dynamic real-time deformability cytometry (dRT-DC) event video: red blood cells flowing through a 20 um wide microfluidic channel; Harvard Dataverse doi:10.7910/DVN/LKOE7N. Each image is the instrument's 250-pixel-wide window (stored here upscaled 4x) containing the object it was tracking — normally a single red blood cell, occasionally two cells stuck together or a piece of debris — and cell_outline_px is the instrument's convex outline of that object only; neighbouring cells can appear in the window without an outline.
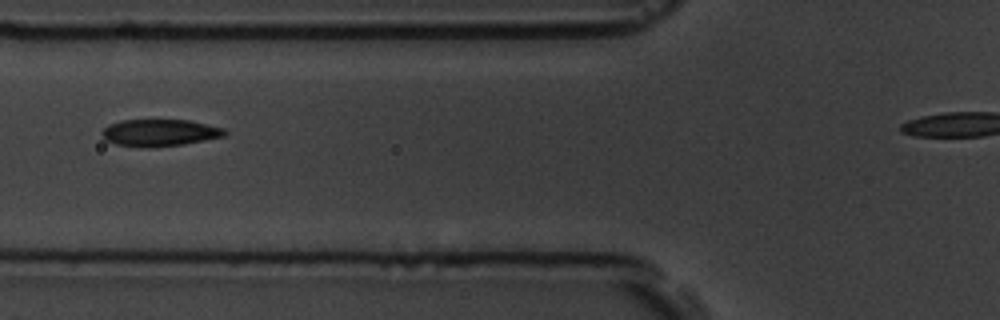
{"species": "common noctule bat (a hibernating species)", "species_latin": "Nyctalus noctula", "temperature_condition": "room temperature", "stored_images_in_passage": 8, "camera_frame_rate_fps": 3000, "um_per_image_px": 0.085, "animal": {"sex": "male", "body_mass_g": 19.5, "forearm_length_mm": 54.6}, "frame": {"image": 1, "passage_image": 4, "time_ms": 3.333, "image_size_px": [1000, 320], "cell_outline_px": [[228, 132], [224, 136], [184, 144], [116, 144], [104, 140], [100, 132], [108, 124], [120, 120], [188, 120], [224, 128]], "centroid_in_image_um": [13.58, 11.22], "position_along_channel_um": 112.2, "area_um2": 18.38}}
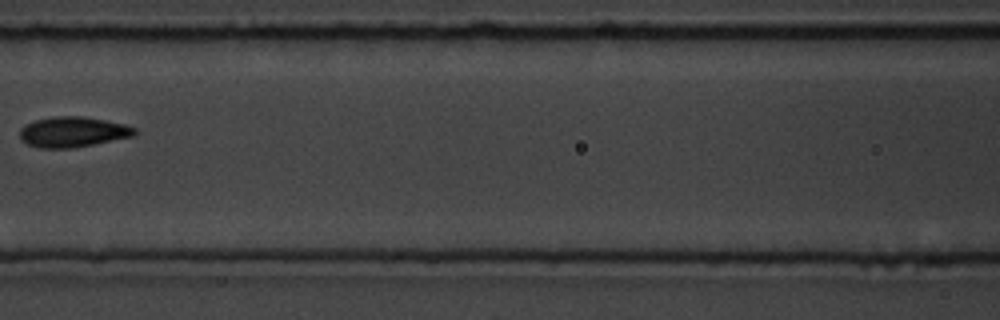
{"frame": {"image": 2, "passage_image": 5, "time_ms": 4.667, "image_size_px": [1000, 320], "cell_outline_px": [[140, 132], [136, 136], [72, 148], [40, 148], [28, 144], [20, 140], [20, 128], [24, 124], [36, 120], [56, 116], [80, 116], [104, 120], [124, 124], [136, 128]], "centroid_in_image_um": [6.21, 11.22], "position_along_channel_um": 160.4, "area_um2": 20.46}}
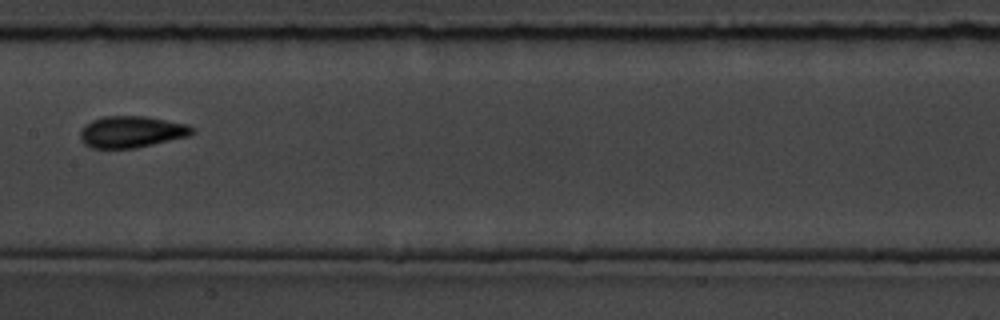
{"frame": {"image": 3, "passage_image": 6, "time_ms": 5.667, "image_size_px": [1000, 320], "cell_outline_px": [[196, 132], [188, 136], [136, 148], [92, 148], [84, 144], [80, 140], [80, 132], [84, 124], [92, 120], [104, 116], [148, 116], [188, 124], [196, 128]], "centroid_in_image_um": [11.2, 11.2], "position_along_channel_um": 196.2, "area_um2": 20.87}}